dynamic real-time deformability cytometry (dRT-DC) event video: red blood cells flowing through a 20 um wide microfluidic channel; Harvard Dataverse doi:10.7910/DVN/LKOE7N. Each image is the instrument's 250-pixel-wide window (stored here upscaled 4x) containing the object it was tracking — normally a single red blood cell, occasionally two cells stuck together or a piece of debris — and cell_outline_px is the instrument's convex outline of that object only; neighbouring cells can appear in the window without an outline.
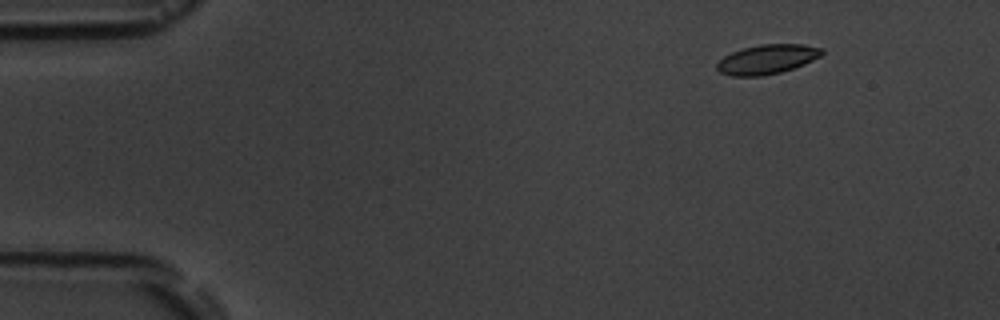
{"species": "common noctule bat (a hibernating species)", "species_latin": "Nyctalus noctula", "temperature_condition": "room temperature", "stored_images_in_passage": 4, "camera_frame_rate_fps": 3000, "um_per_image_px": 0.085, "animal": {"sex": "male", "body_mass_g": 19.5, "forearm_length_mm": 54.6}, "frame": {"image": 1, "passage_image": 1, "time_ms": 0.0, "image_size_px": [1000, 320], "cell_outline_px": [[824, 52], [820, 56], [804, 64], [780, 72], [764, 76], [732, 76], [720, 72], [716, 68], [716, 64], [724, 56], [732, 52], [744, 48], [760, 44], [804, 44], [824, 48]], "centroid_in_image_um": [65.21, 5.03], "position_along_channel_um": 19.8, "area_um2": 17.98}}
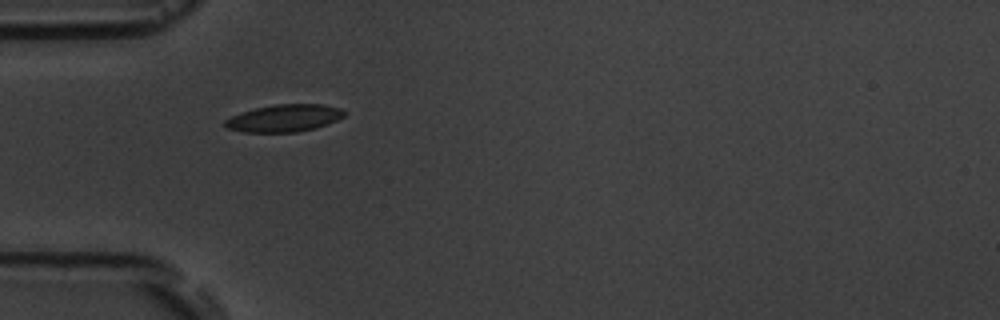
{"frame": {"image": 2, "passage_image": 4, "time_ms": 3.667, "image_size_px": [1000, 320], "cell_outline_px": [[344, 116], [328, 124], [316, 128], [296, 132], [244, 132], [228, 128], [224, 124], [224, 120], [240, 112], [256, 108], [276, 104], [324, 104], [340, 108], [344, 112]], "centroid_in_image_um": [24.16, 10.04], "position_along_channel_um": 60.8, "area_um2": 18.9}}